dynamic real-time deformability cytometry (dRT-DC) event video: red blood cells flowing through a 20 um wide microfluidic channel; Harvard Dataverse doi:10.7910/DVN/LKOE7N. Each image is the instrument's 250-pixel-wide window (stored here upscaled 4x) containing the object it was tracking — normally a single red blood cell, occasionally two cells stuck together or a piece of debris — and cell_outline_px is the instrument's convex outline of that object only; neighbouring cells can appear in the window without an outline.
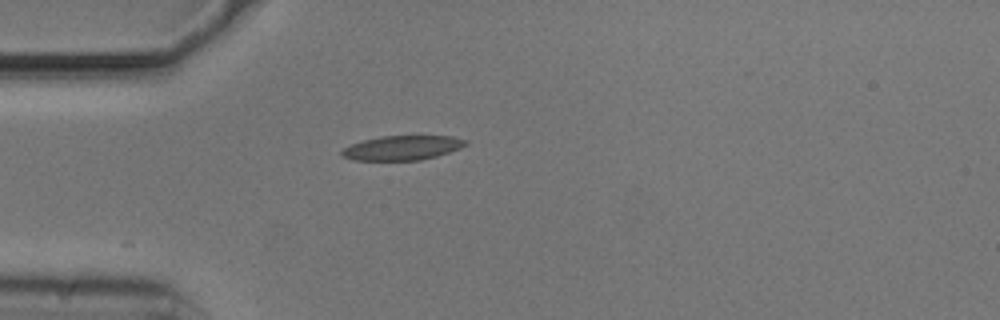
{"species": "common noctule bat (a hibernating species)", "species_latin": "Nyctalus noctula", "temperature_condition": "cold", "stored_images_in_passage": 10, "camera_frame_rate_fps": 3000, "um_per_image_px": 0.085, "animal": {"sex": "male", "body_mass_g": 20.5, "forearm_length_mm": 52.5}, "frame": {"image": 1, "passage_image": 1, "time_ms": 0.0, "image_size_px": [1000, 320], "cell_outline_px": [[468, 144], [460, 148], [436, 156], [420, 160], [352, 160], [340, 156], [340, 152], [344, 148], [352, 144], [364, 140], [380, 136], [452, 136], [468, 140]], "centroid_in_image_um": [34.19, 12.56], "position_along_channel_um": 50.8, "area_um2": 17.63}}
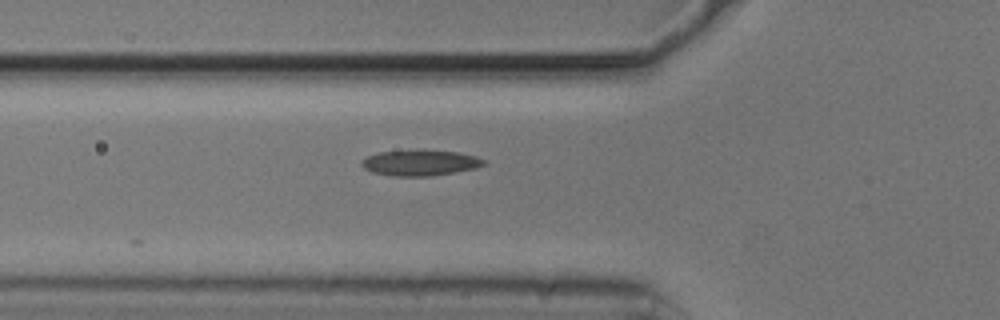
{"frame": {"image": 2, "passage_image": 5, "time_ms": 1.333, "image_size_px": [1000, 320], "cell_outline_px": [[484, 164], [476, 168], [456, 172], [432, 176], [392, 176], [372, 172], [364, 168], [360, 164], [360, 160], [368, 156], [380, 152], [424, 148], [456, 152], [476, 156], [484, 160]], "centroid_in_image_um": [35.69, 13.82], "position_along_channel_um": 90.1, "area_um2": 18.73}}
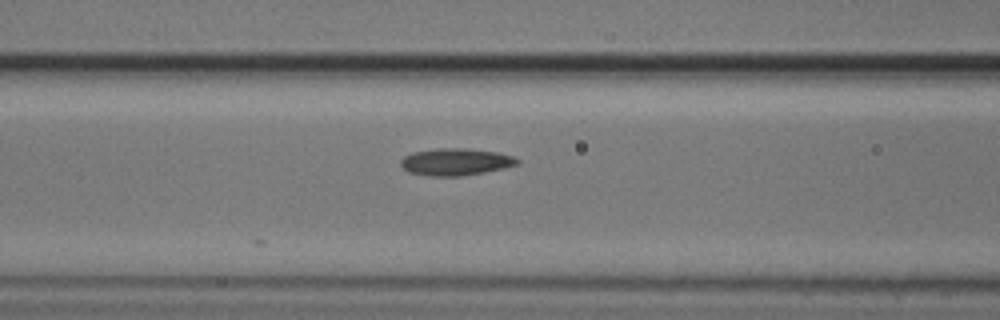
{"frame": {"image": 3, "passage_image": 8, "time_ms": 2.333, "image_size_px": [1000, 320], "cell_outline_px": [[520, 164], [504, 168], [484, 172], [460, 176], [428, 176], [408, 172], [400, 164], [400, 160], [404, 156], [412, 152], [436, 148], [464, 148], [496, 152], [512, 156], [520, 160]], "centroid_in_image_um": [38.71, 13.76], "position_along_channel_um": 127.9, "area_um2": 18.44}}